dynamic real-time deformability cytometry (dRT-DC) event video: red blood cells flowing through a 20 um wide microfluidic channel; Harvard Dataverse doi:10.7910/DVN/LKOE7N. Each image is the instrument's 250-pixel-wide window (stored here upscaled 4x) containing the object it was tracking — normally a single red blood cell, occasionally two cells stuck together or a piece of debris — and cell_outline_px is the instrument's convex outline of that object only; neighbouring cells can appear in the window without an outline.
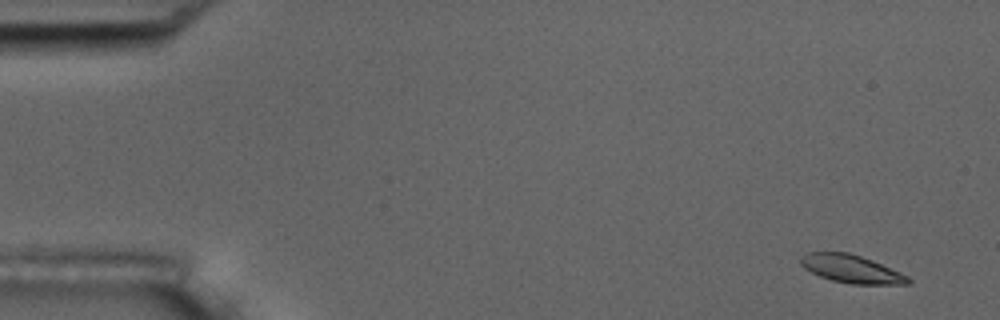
{"species": "common noctule bat (a hibernating species)", "species_latin": "Nyctalus noctula", "temperature_condition": "room temperature", "stored_images_in_passage": 8, "camera_frame_rate_fps": 3000, "um_per_image_px": 0.085, "animal": {"sex": "male", "body_mass_g": 17.5, "forearm_length_mm": 52.3}, "frame": {"image": 1, "passage_image": 1, "time_ms": 0.0, "image_size_px": [1000, 320], "cell_outline_px": [[912, 280], [908, 284], [852, 284], [832, 280], [820, 276], [804, 268], [800, 264], [800, 256], [808, 252], [848, 252], [872, 260], [900, 272], [908, 276]], "centroid_in_image_um": [72.35, 22.85], "position_along_channel_um": 12.6, "area_um2": 17.46}}
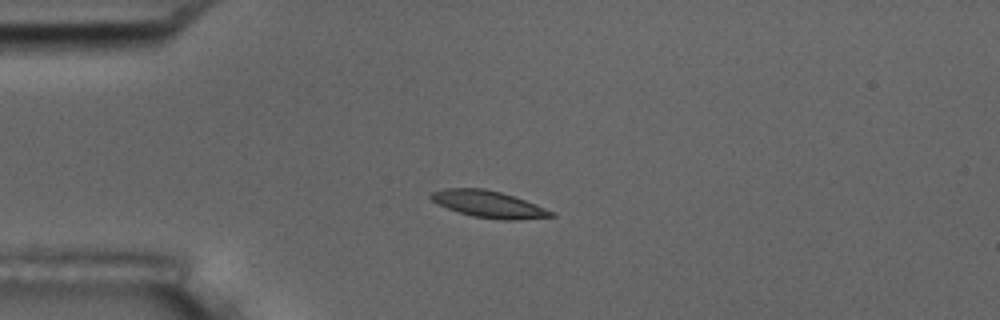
{"frame": {"image": 2, "passage_image": 4, "time_ms": 3.667, "image_size_px": [1000, 320], "cell_outline_px": [[556, 216], [516, 220], [500, 220], [472, 216], [448, 208], [432, 200], [428, 196], [432, 192], [444, 188], [484, 188], [500, 192], [536, 204], [556, 212]], "centroid_in_image_um": [41.56, 17.36], "position_along_channel_um": 43.4, "area_um2": 18.67}}
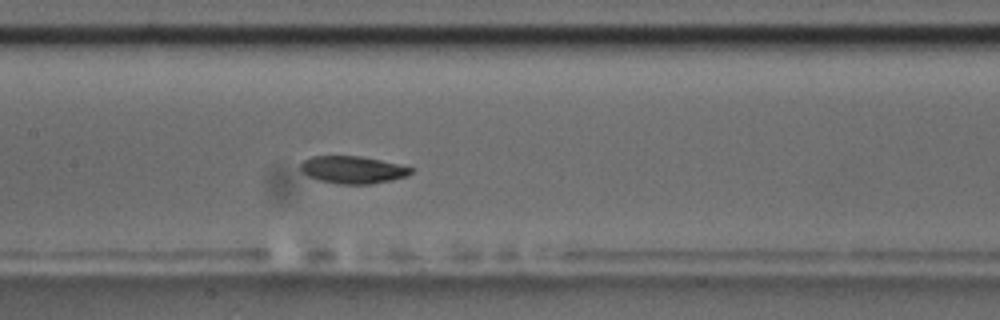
{"frame": {"image": 3, "passage_image": 8, "time_ms": 8.0, "image_size_px": [1000, 320], "cell_outline_px": [[412, 172], [408, 176], [392, 180], [368, 184], [340, 184], [320, 180], [308, 176], [300, 168], [300, 164], [304, 160], [312, 156], [360, 156], [380, 160], [412, 168]], "centroid_in_image_um": [29.98, 14.43], "position_along_channel_um": 177.4, "area_um2": 17.4}}